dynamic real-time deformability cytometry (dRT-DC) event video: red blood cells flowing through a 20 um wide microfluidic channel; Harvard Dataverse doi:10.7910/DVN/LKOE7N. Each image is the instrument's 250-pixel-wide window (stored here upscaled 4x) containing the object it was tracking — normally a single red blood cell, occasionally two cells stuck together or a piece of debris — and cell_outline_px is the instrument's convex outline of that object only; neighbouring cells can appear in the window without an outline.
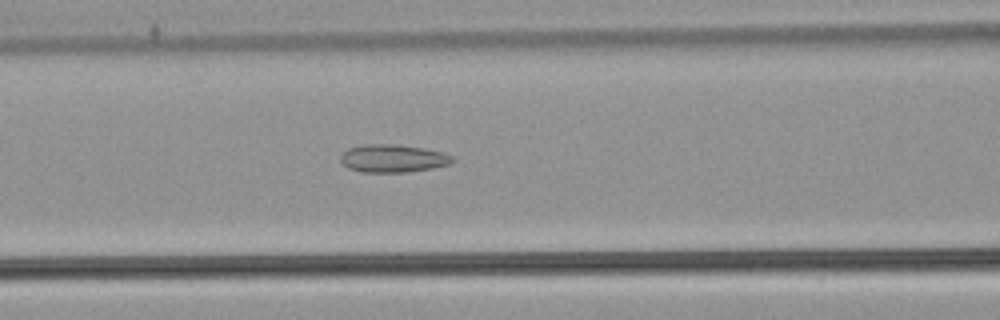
{"species": "common noctule bat (a hibernating species)", "species_latin": "Nyctalus noctula", "temperature_condition": "warm", "stored_images_in_passage": 44, "camera_frame_rate_fps": 3000, "um_per_image_px": 0.085, "animal": {"sex": "male", "body_mass_g": 21.5, "forearm_length_mm": 52.0}, "frame": {"image": 1, "passage_image": 18, "time_ms": 5.667, "image_size_px": [1000, 320], "cell_outline_px": [[456, 160], [448, 164], [432, 168], [408, 172], [360, 172], [348, 168], [340, 160], [340, 156], [348, 148], [364, 144], [396, 144], [424, 148], [444, 152], [452, 156]], "centroid_in_image_um": [33.4, 13.46], "position_along_channel_um": 133.2, "area_um2": 18.26}}
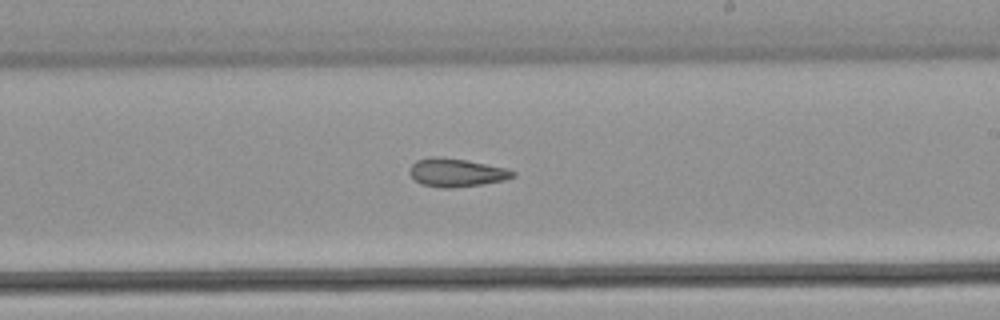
{"frame": {"image": 2, "passage_image": 27, "time_ms": 8.667, "image_size_px": [1000, 320], "cell_outline_px": [[516, 176], [504, 180], [484, 184], [452, 188], [444, 188], [420, 184], [408, 172], [412, 164], [416, 160], [428, 156], [440, 156], [468, 160], [504, 168], [516, 172]], "centroid_in_image_um": [38.77, 14.66], "position_along_channel_um": 250.2, "area_um2": 17.17}}
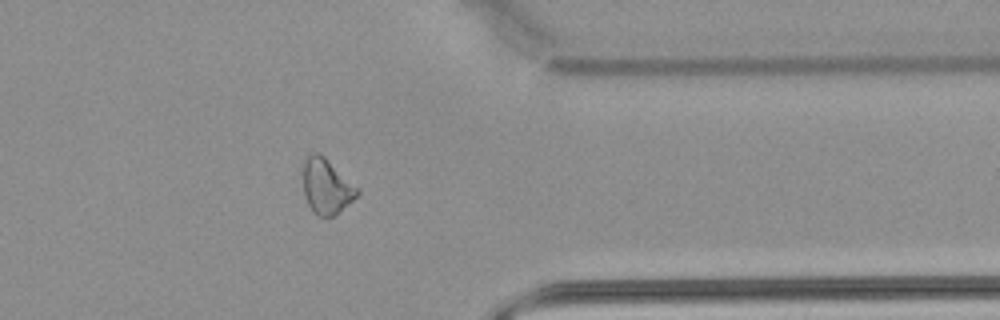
{"frame": {"image": 3, "passage_image": 38, "time_ms": 12.333, "image_size_px": [1000, 320], "cell_outline_px": [[360, 192], [348, 204], [332, 216], [316, 216], [312, 212], [308, 204], [304, 192], [304, 160], [312, 152], [316, 152], [324, 156], [360, 188]], "centroid_in_image_um": [27.76, 15.83], "position_along_channel_um": 383.6, "area_um2": 17.28}}